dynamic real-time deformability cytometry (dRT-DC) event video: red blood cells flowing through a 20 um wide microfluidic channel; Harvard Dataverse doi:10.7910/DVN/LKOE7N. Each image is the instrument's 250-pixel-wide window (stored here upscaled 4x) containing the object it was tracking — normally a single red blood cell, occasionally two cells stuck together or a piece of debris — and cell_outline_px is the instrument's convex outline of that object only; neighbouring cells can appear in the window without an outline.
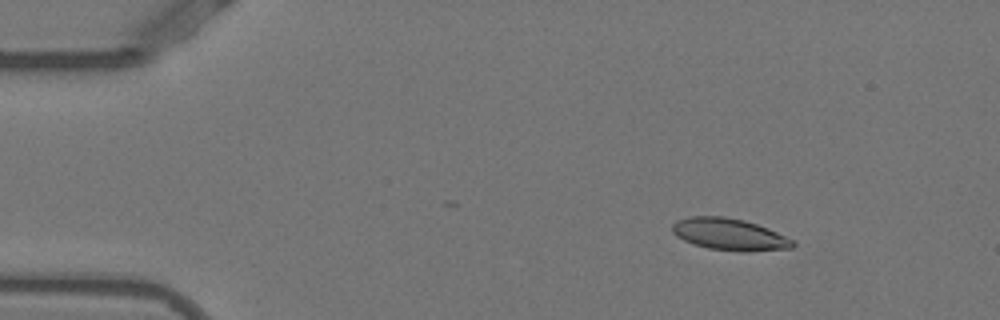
{"species": "Egyptian fruit bat (a non-hibernating species)", "species_latin": "Rousettus aegyptiacus", "temperature_condition": "warm", "stored_images_in_passage": 16, "camera_frame_rate_fps": 3000, "um_per_image_px": 0.085, "animal": {"sex": "female"}, "frame": {"image": 1, "passage_image": 5, "time_ms": 1.333, "image_size_px": [1000, 320], "cell_outline_px": [[796, 244], [792, 248], [744, 252], [740, 252], [708, 248], [692, 244], [676, 236], [672, 232], [672, 224], [676, 220], [692, 216], [724, 216], [744, 220], [768, 228], [796, 240]], "centroid_in_image_um": [62.02, 19.92], "position_along_channel_um": 23.0, "area_um2": 22.6}}
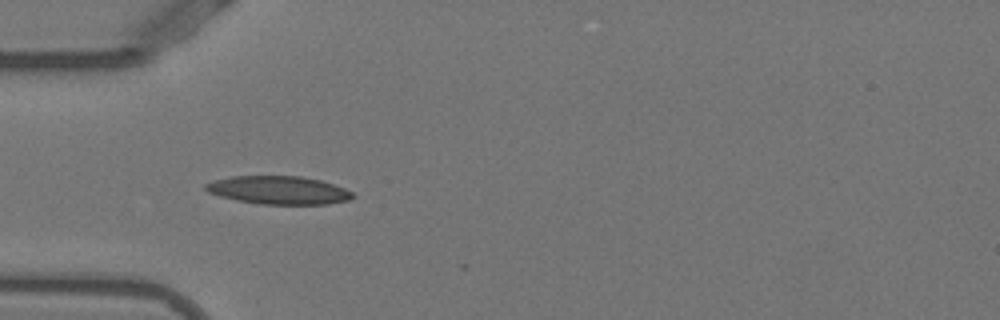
{"frame": {"image": 2, "passage_image": 14, "time_ms": 4.333, "image_size_px": [1000, 320], "cell_outline_px": [[356, 196], [348, 200], [328, 204], [260, 204], [236, 200], [220, 196], [208, 192], [204, 188], [204, 184], [216, 180], [232, 176], [300, 176], [320, 180], [344, 188], [352, 192]], "centroid_in_image_um": [23.68, 16.16], "position_along_channel_um": 61.3, "area_um2": 24.04}}